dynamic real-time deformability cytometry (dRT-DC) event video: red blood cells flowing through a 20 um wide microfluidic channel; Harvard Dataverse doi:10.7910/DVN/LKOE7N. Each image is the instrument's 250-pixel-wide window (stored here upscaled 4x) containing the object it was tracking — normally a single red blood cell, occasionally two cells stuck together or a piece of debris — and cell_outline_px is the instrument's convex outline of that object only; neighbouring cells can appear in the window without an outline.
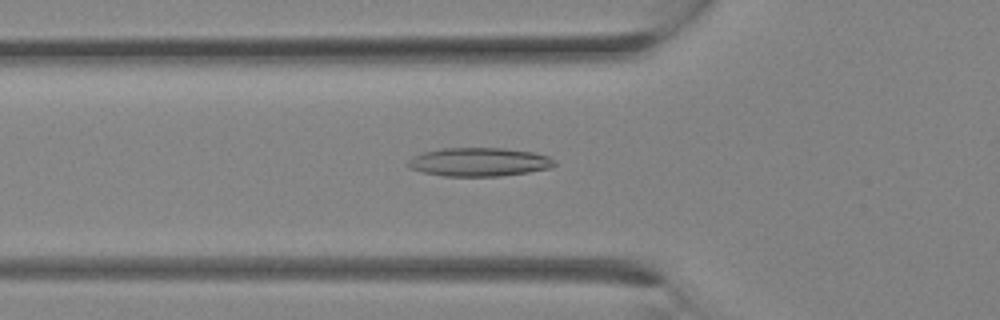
{"species": "Egyptian fruit bat (a non-hibernating species)", "species_latin": "Rousettus aegyptiacus", "temperature_condition": "room temperature", "stored_images_in_passage": 9, "camera_frame_rate_fps": 3000, "um_per_image_px": 0.085, "animal": {"sex": "female"}, "frame": {"image": 1, "passage_image": 3, "time_ms": 0.667, "image_size_px": [1000, 320], "cell_outline_px": [[556, 164], [552, 168], [528, 172], [500, 176], [444, 176], [420, 172], [408, 168], [404, 164], [412, 156], [424, 152], [440, 148], [504, 148], [532, 152], [548, 156], [556, 160]], "centroid_in_image_um": [40.69, 13.77], "position_along_channel_um": 85.1, "area_um2": 24.74}}
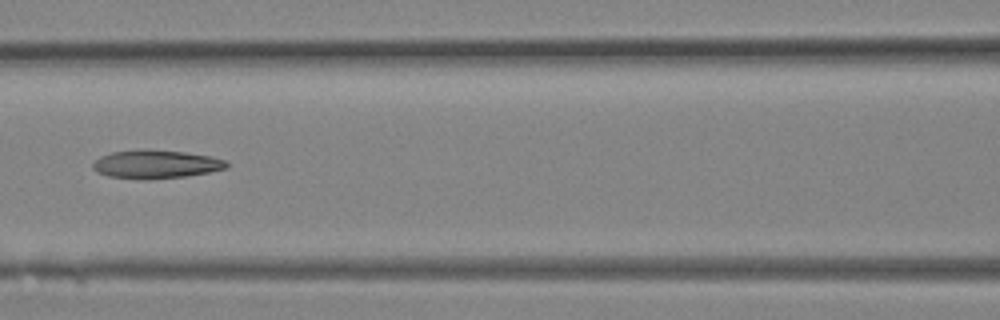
{"frame": {"image": 2, "passage_image": 6, "time_ms": 1.667, "image_size_px": [1000, 320], "cell_outline_px": [[228, 168], [188, 176], [148, 180], [140, 180], [108, 176], [96, 172], [92, 168], [92, 164], [100, 156], [112, 152], [184, 152], [208, 156], [224, 160], [228, 164]], "centroid_in_image_um": [13.24, 14.02], "position_along_channel_um": 153.4, "area_um2": 21.39}}
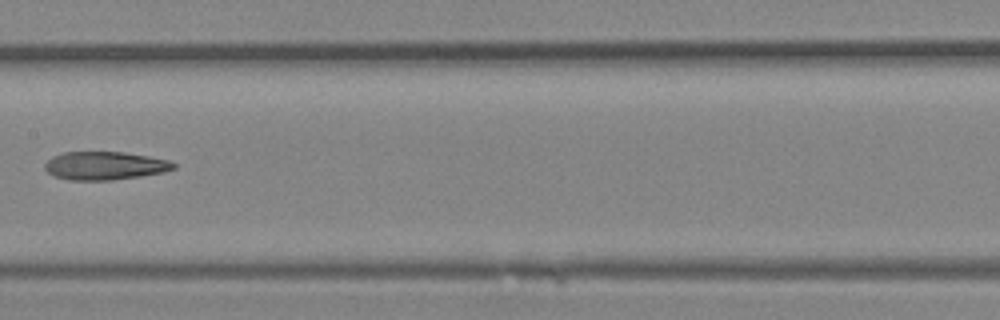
{"frame": {"image": 3, "passage_image": 8, "time_ms": 2.333, "image_size_px": [1000, 320], "cell_outline_px": [[176, 168], [164, 172], [140, 176], [112, 180], [68, 180], [52, 176], [44, 168], [44, 164], [52, 156], [64, 152], [124, 152], [148, 156], [168, 160], [176, 164]], "centroid_in_image_um": [8.89, 14.09], "position_along_channel_um": 198.5, "area_um2": 21.27}}